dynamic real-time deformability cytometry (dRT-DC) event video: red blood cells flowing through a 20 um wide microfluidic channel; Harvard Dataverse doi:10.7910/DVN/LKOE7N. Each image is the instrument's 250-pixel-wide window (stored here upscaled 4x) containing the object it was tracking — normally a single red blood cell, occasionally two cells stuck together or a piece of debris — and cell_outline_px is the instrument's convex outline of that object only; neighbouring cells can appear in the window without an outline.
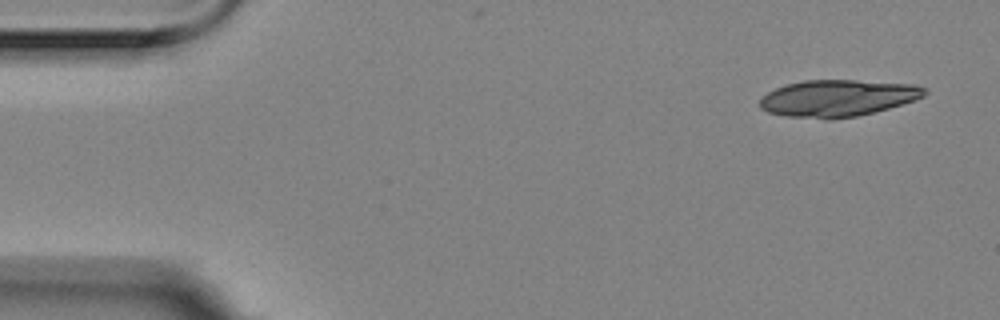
{"species": "Egyptian fruit bat (a non-hibernating species)", "species_latin": "Rousettus aegyptiacus", "temperature_condition": "room temperature", "stored_images_in_passage": 3, "camera_frame_rate_fps": 3000, "um_per_image_px": 0.085, "animal": {"sex": "female"}, "frame": {"image": 1, "passage_image": 1, "time_ms": 0.0, "image_size_px": [1000, 320], "cell_outline_px": [[928, 92], [924, 96], [888, 108], [856, 116], [832, 120], [828, 120], [784, 116], [768, 112], [760, 108], [760, 96], [776, 88], [788, 84], [804, 80], [856, 80], [916, 84], [928, 88]], "centroid_in_image_um": [71.19, 8.34], "position_along_channel_um": 13.8, "area_um2": 35.49}}